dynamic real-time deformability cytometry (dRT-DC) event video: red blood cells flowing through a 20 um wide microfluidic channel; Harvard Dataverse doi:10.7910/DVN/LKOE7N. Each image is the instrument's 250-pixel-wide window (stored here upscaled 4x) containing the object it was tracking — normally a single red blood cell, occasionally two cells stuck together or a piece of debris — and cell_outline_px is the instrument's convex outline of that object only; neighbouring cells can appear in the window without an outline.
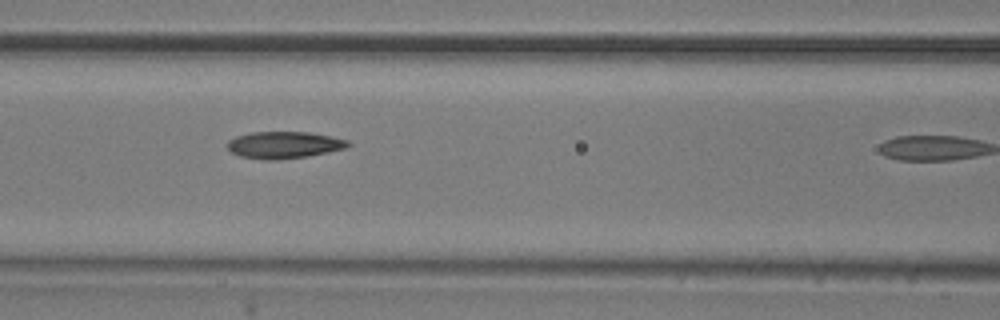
{"species": "common noctule bat (a hibernating species)", "species_latin": "Nyctalus noctula", "temperature_condition": "room temperature", "stored_images_in_passage": 8, "segment_of_instrument_passage": [1, 2], "camera_frame_rate_fps": 3000, "um_per_image_px": 0.085, "animal": {"sex": "male", "body_mass_g": 20.5, "forearm_length_mm": 52.5}, "frame": {"image": 1, "passage_image": 6, "time_ms": 1.667, "image_size_px": [1000, 320], "cell_outline_px": [[352, 144], [348, 148], [308, 156], [276, 160], [264, 160], [240, 156], [232, 152], [228, 148], [228, 140], [236, 136], [252, 132], [308, 132], [332, 136], [348, 140]], "centroid_in_image_um": [24.18, 12.32], "position_along_channel_um": 142.4, "area_um2": 19.02}}
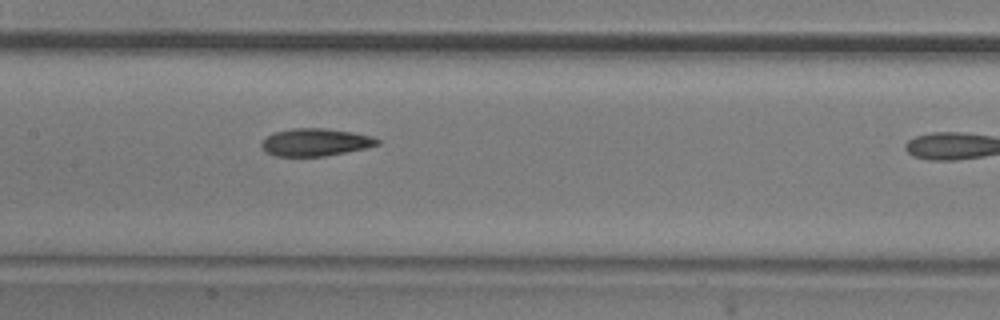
{"frame": {"image": 2, "passage_image": 7, "time_ms": 2.0, "image_size_px": [1000, 320], "cell_outline_px": [[380, 144], [368, 148], [324, 156], [276, 156], [264, 152], [260, 144], [268, 136], [276, 132], [292, 128], [324, 128], [352, 132], [372, 136], [380, 140]], "centroid_in_image_um": [26.83, 12.09], "position_along_channel_um": 180.6, "area_um2": 18.61}}